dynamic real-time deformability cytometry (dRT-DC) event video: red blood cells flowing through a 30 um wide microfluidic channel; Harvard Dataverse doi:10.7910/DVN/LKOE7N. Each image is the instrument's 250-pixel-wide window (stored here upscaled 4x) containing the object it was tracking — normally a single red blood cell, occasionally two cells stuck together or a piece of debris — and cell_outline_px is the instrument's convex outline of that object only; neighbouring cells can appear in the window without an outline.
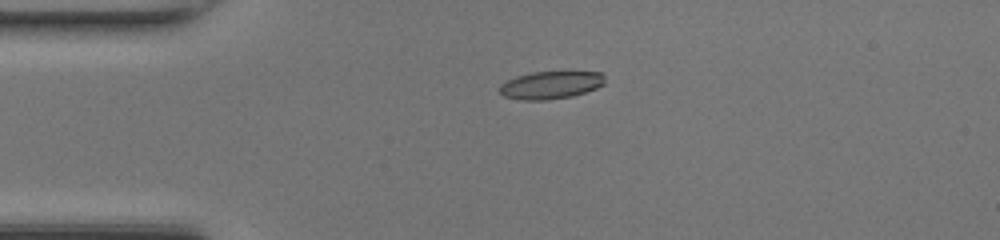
{"species": "common noctule bat (a hibernating species)", "species_latin": "Nyctalus noctula", "temperature_condition": "room temperature", "stored_images_in_passage": 38, "camera_frame_rate_fps": 3000, "um_per_image_px": 0.085, "animal": {"sex": "female", "body_mass_g": 17.0, "forearm_length_mm": 48.0}, "frame": {"image": 1, "passage_image": 1, "time_ms": 0.0, "image_size_px": [1000, 240], "cell_outline_px": [[604, 84], [596, 88], [572, 96], [548, 100], [520, 100], [504, 96], [500, 92], [500, 84], [516, 76], [532, 72], [604, 72]], "centroid_in_image_um": [46.81, 7.23], "position_along_channel_um": 38.2, "area_um2": 16.94}}
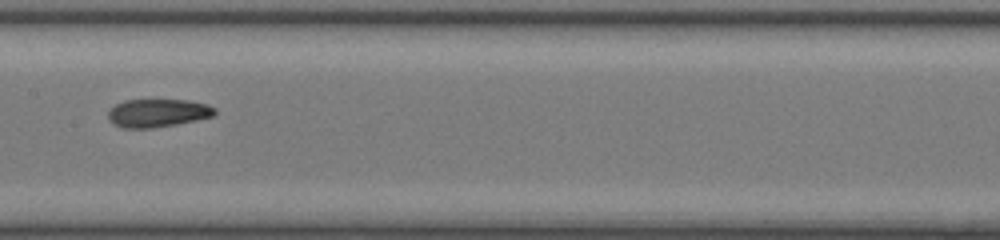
{"frame": {"image": 2, "passage_image": 14, "time_ms": 4.333, "image_size_px": [1000, 240], "cell_outline_px": [[216, 112], [212, 116], [196, 120], [176, 124], [152, 128], [124, 128], [112, 124], [108, 120], [108, 112], [116, 104], [124, 100], [188, 100], [208, 104], [216, 108]], "centroid_in_image_um": [13.39, 9.6], "position_along_channel_um": 194.0, "area_um2": 17.51}}
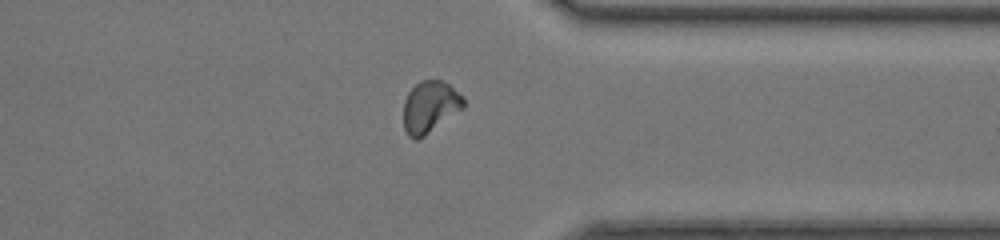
{"frame": {"image": 3, "passage_image": 27, "time_ms": 8.667, "image_size_px": [1000, 240], "cell_outline_px": [[464, 108], [424, 136], [416, 140], [412, 140], [408, 136], [404, 128], [404, 100], [408, 92], [420, 80], [440, 80], [448, 84], [464, 96]], "centroid_in_image_um": [36.54, 9.09], "position_along_channel_um": 374.9, "area_um2": 18.15}, "authors_computed_cell_mechanics": {"area_um2": 17.9758, "velocity_mm_per_s": 4.3093, "shape_relaxation_time_tau1_ms": 5.0346, "shape_relaxation_time_tau2_ms": 1.9439, "deformation_change_tau1": 0.1806, "deformation_change_tau2": 0.0679}}